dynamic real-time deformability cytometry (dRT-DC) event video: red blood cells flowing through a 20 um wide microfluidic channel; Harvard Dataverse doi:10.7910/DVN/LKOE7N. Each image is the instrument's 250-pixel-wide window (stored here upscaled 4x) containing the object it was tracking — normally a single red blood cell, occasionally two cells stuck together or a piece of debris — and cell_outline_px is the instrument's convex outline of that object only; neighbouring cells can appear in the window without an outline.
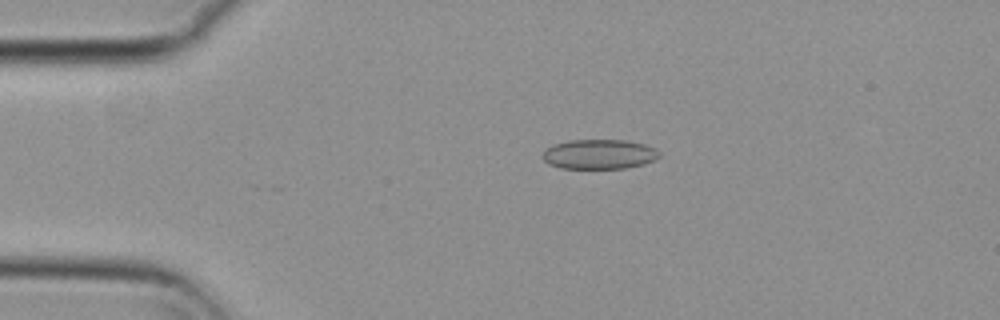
{"species": "common noctule bat (a hibernating species)", "species_latin": "Nyctalus noctula", "temperature_condition": "cold", "stored_images_in_passage": 55, "camera_frame_rate_fps": 3000, "um_per_image_px": 0.085, "animal": {"sex": "female", "body_mass_g": 29.2, "forearm_length_mm": 56.3}, "frame": {"image": 1, "passage_image": 12, "time_ms": 3.667, "image_size_px": [1000, 320], "cell_outline_px": [[660, 156], [644, 164], [624, 168], [560, 168], [548, 164], [540, 156], [544, 148], [552, 144], [568, 140], [624, 140], [644, 144], [656, 148], [660, 152]], "centroid_in_image_um": [50.87, 13.1], "position_along_channel_um": 34.1, "area_um2": 20.4}}
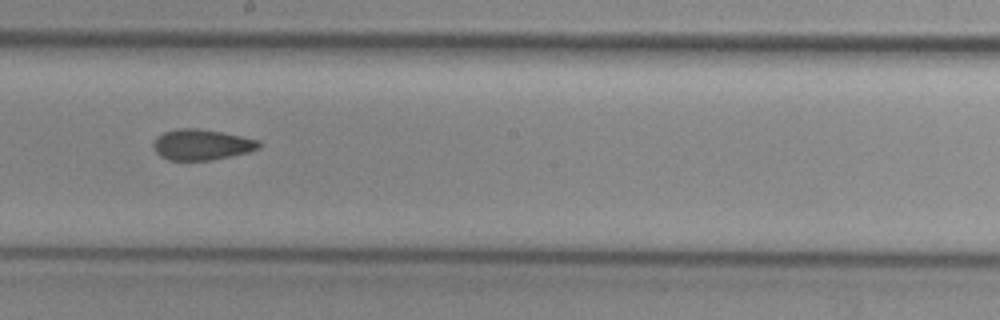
{"frame": {"image": 2, "passage_image": 31, "time_ms": 10.0, "image_size_px": [1000, 320], "cell_outline_px": [[264, 144], [260, 148], [248, 152], [208, 160], [168, 160], [160, 156], [156, 152], [152, 144], [156, 136], [164, 132], [176, 128], [196, 128], [220, 132], [260, 140]], "centroid_in_image_um": [17.13, 12.29], "position_along_channel_um": 231.1, "area_um2": 18.9}}
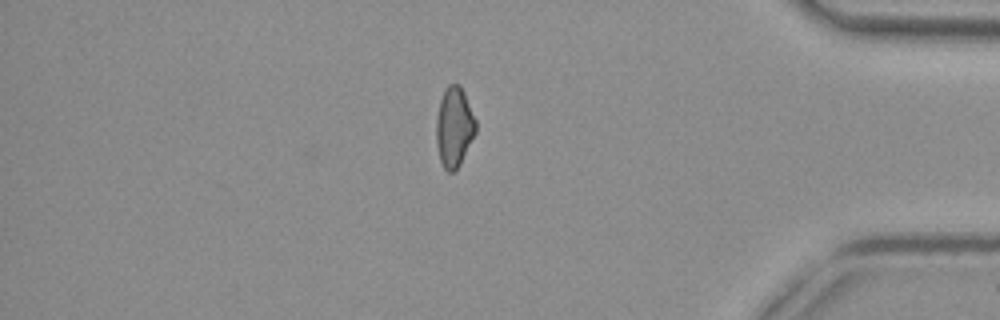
{"frame": {"image": 3, "passage_image": 47, "time_ms": 15.333, "image_size_px": [1000, 320], "cell_outline_px": [[476, 132], [456, 172], [448, 172], [444, 168], [440, 160], [436, 144], [436, 120], [440, 100], [444, 88], [448, 84], [460, 84], [464, 92], [476, 120]], "centroid_in_image_um": [38.6, 10.8], "position_along_channel_um": 396.6, "area_um2": 18.55}, "authors_computed_cell_mechanics": {"area_um2": 19.2474, "velocity_mm_per_s": 3.7484, "shape_relaxation_time_tau1_ms": null, "shape_relaxation_time_tau2_ms": 3.948, "deformation_change_tau1": null, "deformation_change_tau2": 0.078}}